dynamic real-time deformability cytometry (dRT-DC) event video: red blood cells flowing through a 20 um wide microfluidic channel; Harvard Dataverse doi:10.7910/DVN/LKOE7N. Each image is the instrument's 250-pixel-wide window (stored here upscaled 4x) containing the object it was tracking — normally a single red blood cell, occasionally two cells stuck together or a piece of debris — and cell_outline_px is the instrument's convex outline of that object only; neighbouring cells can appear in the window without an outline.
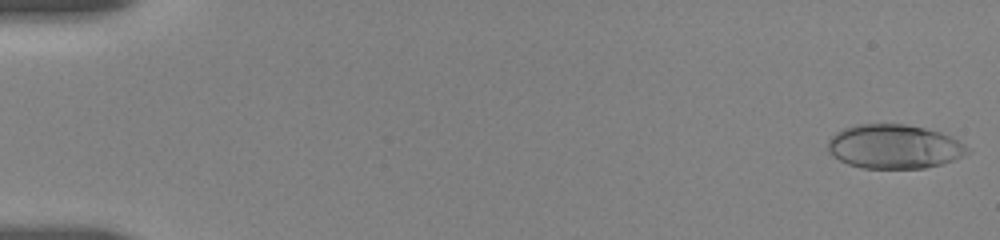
{"species": "human", "species_latin": "Homo sapiens", "temperature_condition": "room temperature", "stored_images_in_passage": 66, "camera_frame_rate_fps": 3000, "um_per_image_px": 0.085, "donor": {"sex": "female"}, "frame": {"image": 1, "passage_image": 1, "time_ms": 0.0, "image_size_px": [1000, 240], "cell_outline_px": [[972, 152], [952, 160], [940, 164], [924, 168], [864, 168], [848, 164], [840, 160], [828, 152], [828, 140], [836, 132], [844, 128], [856, 124], [904, 124], [924, 128], [940, 132], [964, 144]], "centroid_in_image_um": [75.98, 12.46], "position_along_channel_um": 9.0, "area_um2": 35.66}}
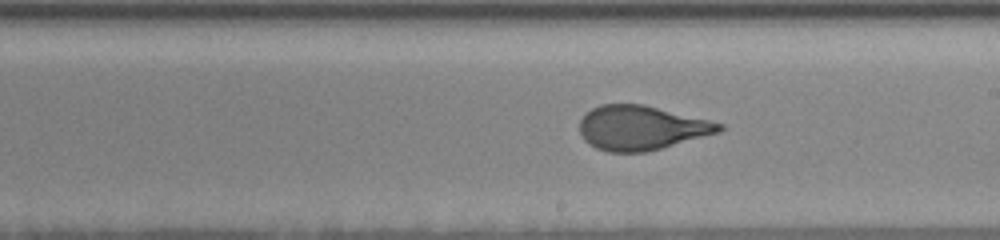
{"frame": {"image": 2, "passage_image": 34, "time_ms": 10.333, "image_size_px": [1000, 240], "cell_outline_px": [[724, 128], [720, 132], [660, 148], [644, 152], [608, 152], [596, 148], [588, 144], [584, 140], [580, 132], [580, 120], [592, 108], [600, 104], [644, 104], [724, 124]], "centroid_in_image_um": [54.49, 10.86], "position_along_channel_um": 234.5, "area_um2": 35.84}}
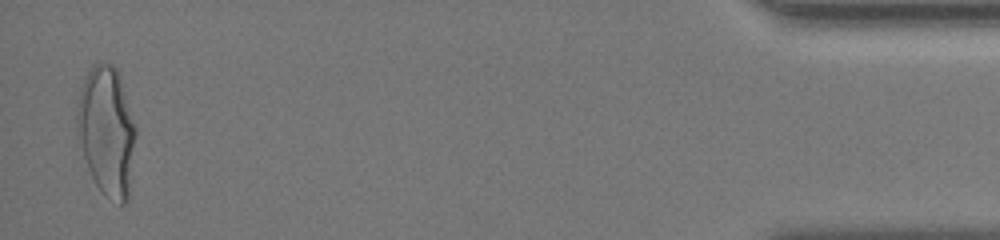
{"frame": {"image": 3, "passage_image": 64, "time_ms": 17.667, "image_size_px": [1000, 240], "cell_outline_px": [[136, 132], [128, 200], [124, 204], [120, 204], [104, 196], [96, 184], [88, 168], [76, 136], [76, 112], [80, 92], [84, 80], [88, 72], [96, 64], [112, 64], [116, 68], [120, 76], [136, 128]], "centroid_in_image_um": [9.06, 11.18], "position_along_channel_um": 426.1, "area_um2": 44.04}, "authors_computed_cell_mechanics": {"area_um2": 36.7897, "velocity_mm_per_s": 3.6593, "shape_relaxation_time_tau1_ms": 4.4217, "shape_relaxation_time_tau2_ms": null, "deformation_change_tau1": 0.1923, "deformation_change_tau2": null}}